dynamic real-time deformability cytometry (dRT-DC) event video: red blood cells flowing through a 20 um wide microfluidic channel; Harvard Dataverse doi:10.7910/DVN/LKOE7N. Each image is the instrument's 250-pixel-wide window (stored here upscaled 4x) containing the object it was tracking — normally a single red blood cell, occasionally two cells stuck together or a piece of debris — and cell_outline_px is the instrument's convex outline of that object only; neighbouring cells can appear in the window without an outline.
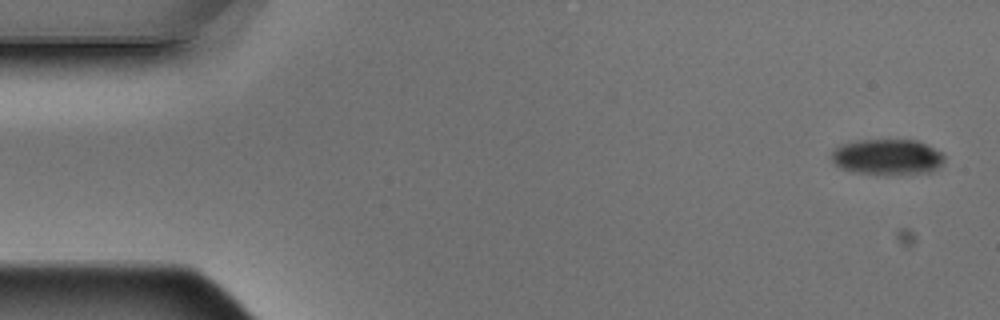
{"species": "Egyptian fruit bat (a non-hibernating species)", "species_latin": "Rousettus aegyptiacus", "temperature_condition": "warm", "stored_images_in_passage": 7, "camera_frame_rate_fps": 3000, "um_per_image_px": 0.085, "animal": {"sex": "male"}, "frame": {"image": 1, "passage_image": 1, "time_ms": 0.0, "image_size_px": [1000, 320], "cell_outline_px": [[944, 160], [932, 172], [856, 172], [840, 168], [828, 156], [832, 148], [840, 144], [856, 140], [916, 140], [940, 152], [944, 156]], "centroid_in_image_um": [75.32, 13.29], "position_along_channel_um": 9.7, "area_um2": 22.83}}
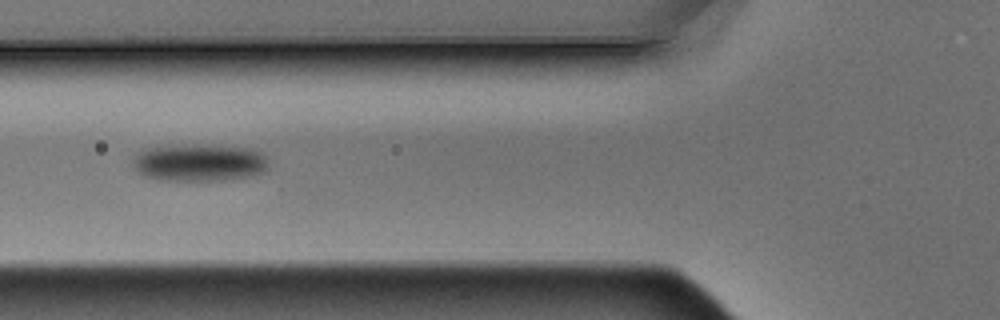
{"frame": {"image": 2, "passage_image": 6, "time_ms": 1.667, "image_size_px": [1000, 320], "cell_outline_px": [[268, 172], [252, 176], [232, 180], [160, 180], [144, 176], [132, 164], [132, 160], [140, 148], [252, 148], [260, 152], [264, 156], [268, 168]], "centroid_in_image_um": [16.97, 13.9], "position_along_channel_um": 108.8, "area_um2": 28.32}}
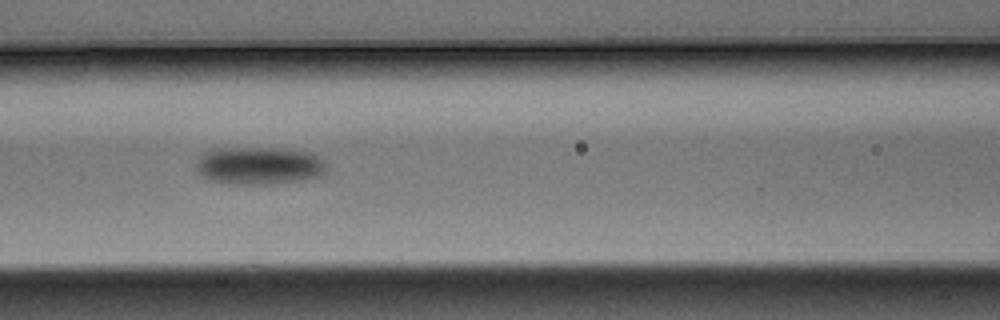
{"frame": {"image": 3, "passage_image": 7, "time_ms": 2.0, "image_size_px": [1000, 320], "cell_outline_px": [[324, 176], [276, 184], [224, 184], [208, 180], [200, 176], [196, 172], [196, 164], [200, 156], [204, 152], [216, 148], [280, 148], [312, 152], [324, 160]], "centroid_in_image_um": [21.99, 14.09], "position_along_channel_um": 144.6, "area_um2": 29.19}}